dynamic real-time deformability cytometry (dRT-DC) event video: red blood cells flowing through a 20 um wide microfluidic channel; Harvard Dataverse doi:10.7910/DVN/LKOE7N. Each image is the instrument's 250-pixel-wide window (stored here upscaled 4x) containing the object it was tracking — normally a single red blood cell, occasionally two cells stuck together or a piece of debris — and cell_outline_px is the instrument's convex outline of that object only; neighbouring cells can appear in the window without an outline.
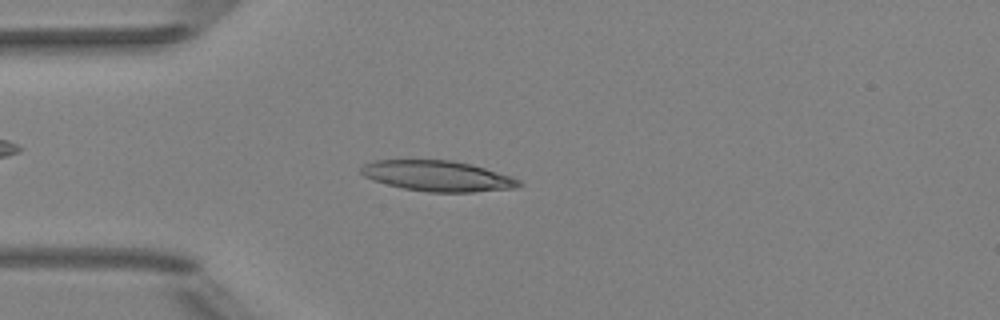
{"species": "Egyptian fruit bat (a non-hibernating species)", "species_latin": "Rousettus aegyptiacus", "temperature_condition": "room temperature", "stored_images_in_passage": 46, "camera_frame_rate_fps": 3000, "um_per_image_px": 0.085, "animal": {"sex": "female"}, "frame": {"image": 1, "passage_image": 9, "time_ms": 2.667, "image_size_px": [1000, 320], "cell_outline_px": [[524, 184], [516, 188], [472, 192], [428, 192], [404, 188], [388, 184], [364, 176], [360, 172], [360, 168], [364, 164], [372, 160], [452, 160], [472, 164], [512, 176], [520, 180]], "centroid_in_image_um": [37.24, 14.95], "position_along_channel_um": 47.8, "area_um2": 28.15}}
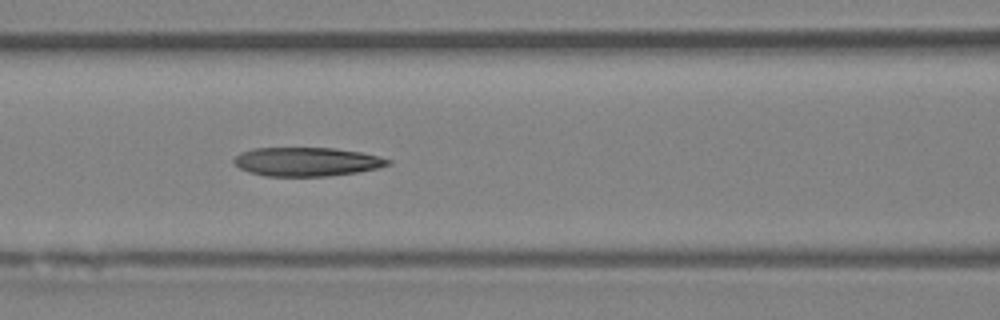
{"frame": {"image": 2, "passage_image": 17, "time_ms": 5.333, "image_size_px": [1000, 320], "cell_outline_px": [[392, 164], [380, 168], [356, 172], [328, 176], [264, 176], [248, 172], [240, 168], [232, 160], [240, 152], [252, 148], [336, 148], [360, 152], [392, 160]], "centroid_in_image_um": [26.07, 13.75], "position_along_channel_um": 140.5, "area_um2": 25.95}}
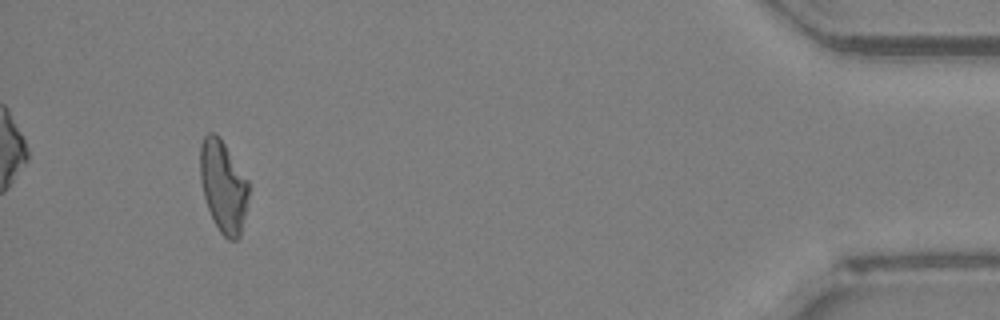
{"frame": {"image": 3, "passage_image": 43, "time_ms": 14.0, "image_size_px": [1000, 320], "cell_outline_px": [[252, 188], [240, 236], [236, 240], [228, 240], [220, 232], [208, 208], [204, 196], [200, 180], [200, 144], [204, 136], [208, 132], [216, 132], [220, 136], [248, 180]], "centroid_in_image_um": [19.01, 15.81], "position_along_channel_um": 416.2, "area_um2": 26.41}}